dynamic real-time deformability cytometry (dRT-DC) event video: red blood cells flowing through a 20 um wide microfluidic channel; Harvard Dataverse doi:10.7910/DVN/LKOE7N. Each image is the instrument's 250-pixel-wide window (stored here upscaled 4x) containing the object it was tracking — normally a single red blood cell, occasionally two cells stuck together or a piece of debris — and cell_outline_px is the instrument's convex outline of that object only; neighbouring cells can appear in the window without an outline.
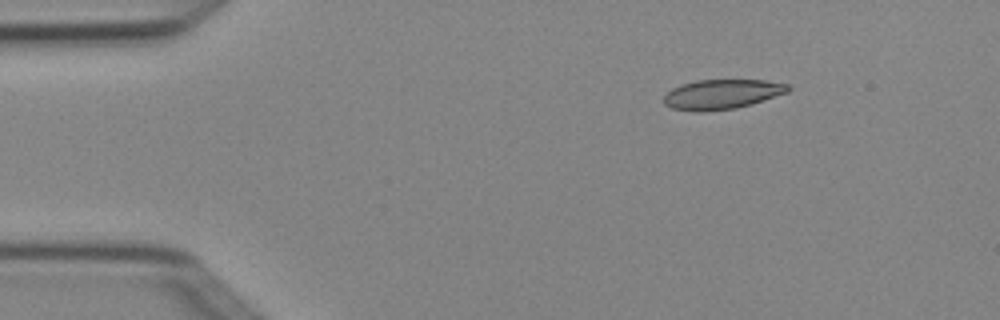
{"species": "Egyptian fruit bat (a non-hibernating species)", "species_latin": "Rousettus aegyptiacus", "temperature_condition": "cold", "stored_images_in_passage": 2, "camera_frame_rate_fps": 3000, "um_per_image_px": 0.085, "animal": {"sex": "female"}, "frame": {"image": 1, "passage_image": 1, "time_ms": 0.0, "image_size_px": [1000, 320], "cell_outline_px": [[792, 88], [788, 92], [752, 104], [736, 108], [704, 112], [692, 112], [672, 108], [664, 104], [664, 96], [672, 88], [680, 84], [696, 80], [764, 80], [788, 84]], "centroid_in_image_um": [61.35, 8.02], "position_along_channel_um": 23.7, "area_um2": 21.73}}
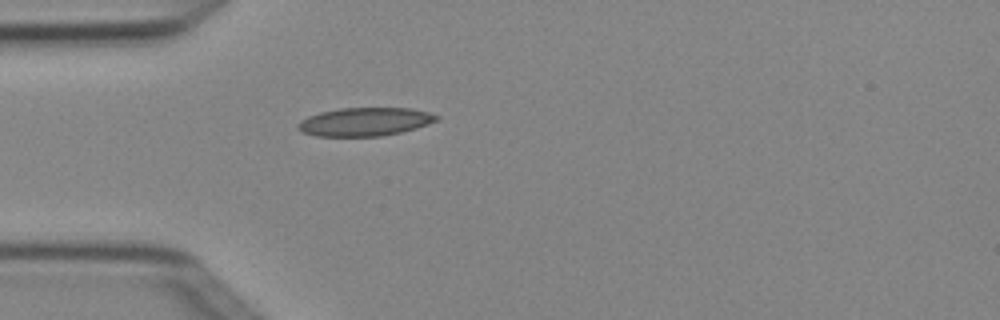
{"frame": {"image": 2, "passage_image": 2, "time_ms": 0.333, "image_size_px": [1000, 320], "cell_outline_px": [[440, 120], [416, 128], [400, 132], [380, 136], [316, 136], [300, 132], [296, 128], [296, 124], [300, 120], [308, 116], [320, 112], [340, 108], [412, 108], [428, 112], [440, 116]], "centroid_in_image_um": [30.99, 10.35], "position_along_channel_um": 54.0, "area_um2": 23.12}}